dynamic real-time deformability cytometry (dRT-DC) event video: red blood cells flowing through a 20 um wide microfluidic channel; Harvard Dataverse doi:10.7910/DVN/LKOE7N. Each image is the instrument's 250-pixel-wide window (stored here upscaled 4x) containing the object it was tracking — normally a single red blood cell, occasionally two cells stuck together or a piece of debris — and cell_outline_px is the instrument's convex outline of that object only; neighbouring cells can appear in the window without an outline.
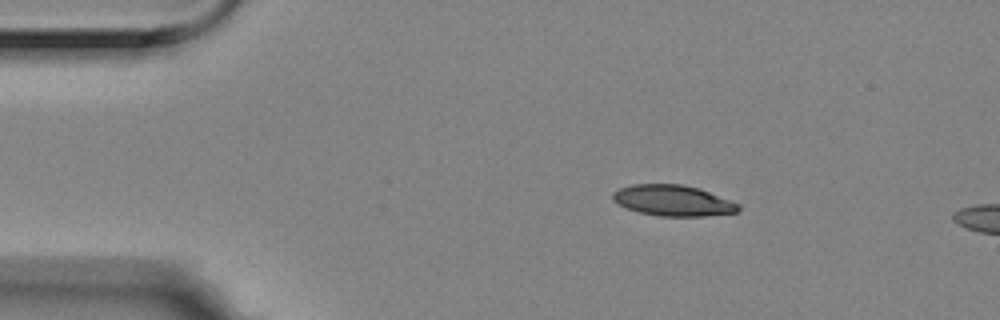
{"species": "Egyptian fruit bat (a non-hibernating species)", "species_latin": "Rousettus aegyptiacus", "temperature_condition": "room temperature", "stored_images_in_passage": 3, "camera_frame_rate_fps": 3000, "um_per_image_px": 0.085, "animal": {"sex": "female"}, "frame": {"image": 1, "passage_image": 2, "time_ms": 0.333, "image_size_px": [1000, 320], "cell_outline_px": [[740, 212], [704, 216], [660, 216], [640, 212], [628, 208], [612, 200], [612, 192], [620, 188], [632, 184], [680, 184], [696, 188], [708, 192], [740, 204]], "centroid_in_image_um": [57.2, 17.05], "position_along_channel_um": 27.8, "area_um2": 22.37}}